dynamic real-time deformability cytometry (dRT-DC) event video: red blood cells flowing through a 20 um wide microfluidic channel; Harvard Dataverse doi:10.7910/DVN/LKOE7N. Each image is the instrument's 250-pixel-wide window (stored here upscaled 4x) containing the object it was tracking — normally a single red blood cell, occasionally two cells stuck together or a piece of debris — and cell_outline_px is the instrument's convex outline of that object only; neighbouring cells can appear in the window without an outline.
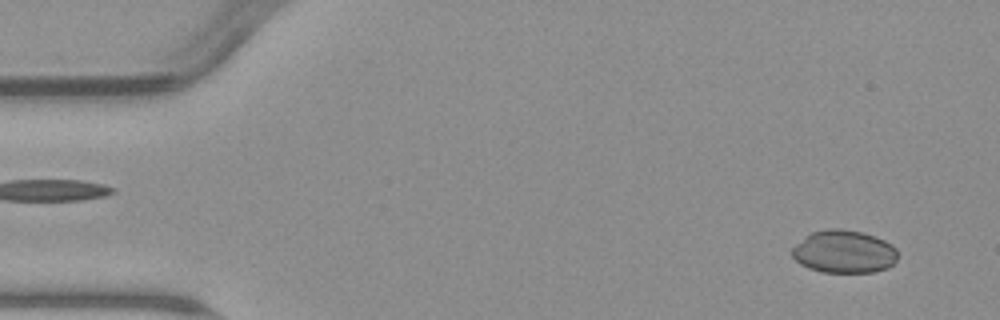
{"species": "common noctule bat (a hibernating species)", "species_latin": "Nyctalus noctula", "temperature_condition": "warm", "stored_images_in_passage": 6, "camera_frame_rate_fps": 3000, "um_per_image_px": 0.085, "animal": {"sex": "male", "body_mass_g": 23.1, "forearm_length_mm": 52.7}, "frame": {"image": 1, "passage_image": 2, "time_ms": 1.0, "image_size_px": [1000, 320], "cell_outline_px": [[896, 260], [888, 268], [872, 272], [820, 272], [808, 268], [800, 264], [792, 256], [792, 248], [804, 236], [812, 232], [828, 228], [840, 228], [864, 232], [876, 236], [892, 244], [896, 248]], "centroid_in_image_um": [71.73, 21.38], "position_along_channel_um": 13.3, "area_um2": 26.59}}
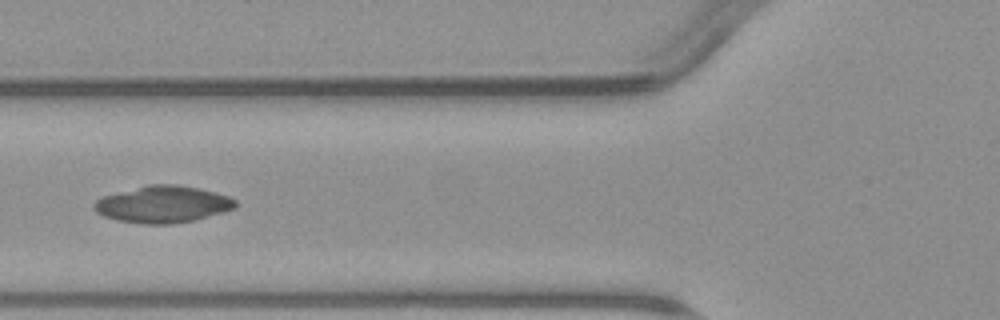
{"frame": {"image": 2, "passage_image": 6, "time_ms": 6.667, "image_size_px": [1000, 320], "cell_outline_px": [[240, 204], [236, 208], [224, 212], [196, 220], [172, 224], [144, 224], [116, 220], [104, 216], [96, 212], [92, 208], [92, 204], [96, 200], [104, 196], [148, 184], [176, 184], [200, 188], [216, 192], [228, 196], [236, 200]], "centroid_in_image_um": [13.88, 17.37], "position_along_channel_um": 111.9, "area_um2": 30.69}}